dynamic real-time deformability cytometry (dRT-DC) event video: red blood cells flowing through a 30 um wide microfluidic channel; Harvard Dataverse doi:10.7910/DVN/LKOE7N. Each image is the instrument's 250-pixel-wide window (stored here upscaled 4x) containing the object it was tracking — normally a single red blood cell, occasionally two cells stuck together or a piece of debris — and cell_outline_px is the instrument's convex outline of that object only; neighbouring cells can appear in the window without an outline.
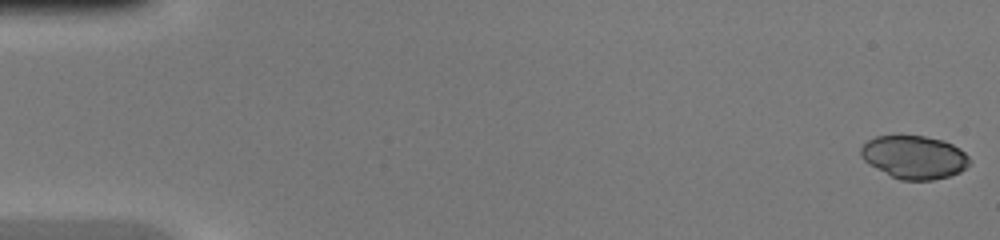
{"species": "common noctule bat (a hibernating species)", "species_latin": "Nyctalus noctula", "temperature_condition": "warm", "stored_images_in_passage": 46, "camera_frame_rate_fps": 3000, "um_per_image_px": 0.085, "animal": {"sex": "female", "body_mass_g": 20.0, "forearm_length_mm": 54.0}, "frame": {"image": 1, "passage_image": 1, "time_ms": 0.0, "image_size_px": [1000, 240], "cell_outline_px": [[972, 164], [960, 172], [948, 176], [932, 180], [900, 180], [868, 164], [860, 156], [860, 148], [868, 140], [876, 136], [924, 136], [944, 140], [960, 148], [972, 160]], "centroid_in_image_um": [77.74, 13.36], "position_along_channel_um": 7.3, "area_um2": 27.46}}
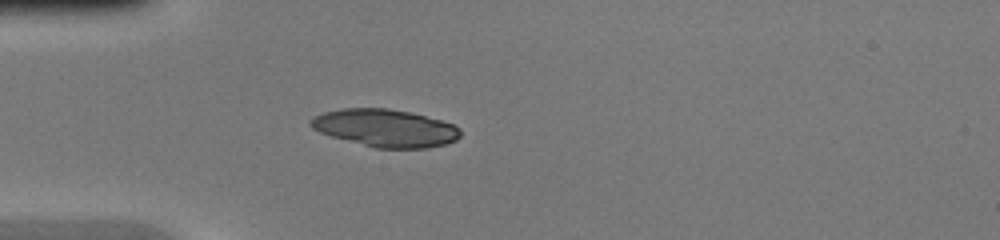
{"frame": {"image": 2, "passage_image": 14, "time_ms": 4.333, "image_size_px": [1000, 240], "cell_outline_px": [[460, 136], [456, 140], [444, 144], [428, 148], [376, 148], [332, 136], [320, 132], [312, 128], [308, 124], [308, 120], [324, 112], [344, 108], [388, 108], [408, 112], [440, 120], [452, 124], [460, 128]], "centroid_in_image_um": [32.73, 10.88], "position_along_channel_um": 52.3, "area_um2": 32.48}}
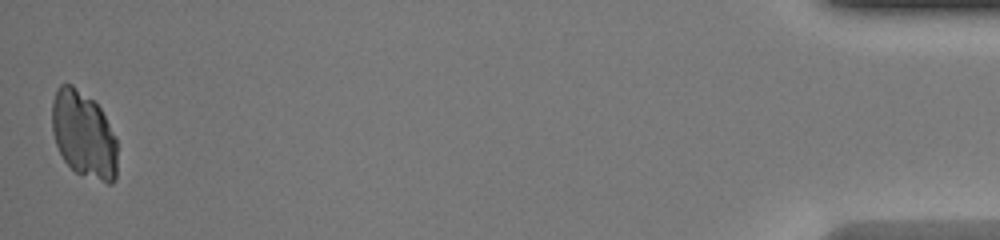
{"frame": {"image": 3, "passage_image": 46, "time_ms": 15.0, "image_size_px": [1000, 240], "cell_outline_px": [[116, 180], [112, 184], [108, 184], [76, 172], [64, 160], [56, 144], [52, 132], [52, 100], [56, 88], [60, 84], [72, 84], [92, 100], [100, 108], [116, 136]], "centroid_in_image_um": [7.11, 11.44], "position_along_channel_um": 428.1, "area_um2": 33.0}}